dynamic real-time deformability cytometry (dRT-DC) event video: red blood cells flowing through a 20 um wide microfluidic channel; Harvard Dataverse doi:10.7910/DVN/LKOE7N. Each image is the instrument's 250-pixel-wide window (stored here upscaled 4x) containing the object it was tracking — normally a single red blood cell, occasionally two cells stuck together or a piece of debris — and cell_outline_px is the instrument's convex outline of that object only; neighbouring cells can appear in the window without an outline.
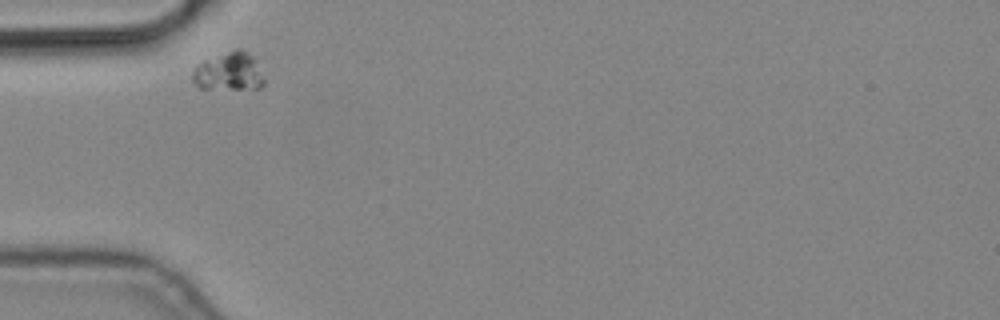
{"species": "common noctule bat (a hibernating species)", "species_latin": "Nyctalus noctula", "temperature_condition": "cold", "stored_images_in_passage": 3, "camera_frame_rate_fps": 3000, "um_per_image_px": 0.085, "animal": {"sex": "male", "body_mass_g": 19.2, "forearm_length_mm": 51.8}, "frame": {"image": 1, "passage_image": 1, "time_ms": 0.0, "image_size_px": [1000, 320], "cell_outline_px": [[264, 84], [260, 88], [200, 88], [192, 80], [192, 68], [204, 60], [236, 48], [244, 48], [252, 56], [264, 80]], "centroid_in_image_um": [19.42, 6.06], "position_along_channel_um": 65.6, "area_um2": 15.78}}
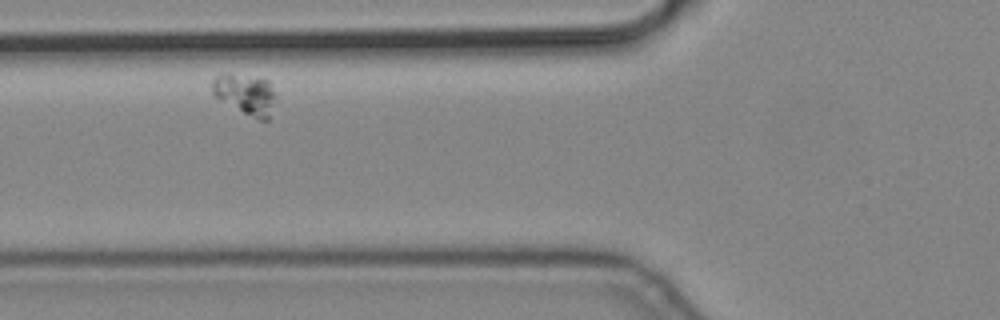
{"frame": {"image": 2, "passage_image": 2, "time_ms": 0.333, "image_size_px": [1000, 320], "cell_outline_px": [[276, 96], [268, 120], [256, 120], [212, 96], [212, 80], [216, 76], [228, 72], [268, 80]], "centroid_in_image_um": [20.83, 8.02], "position_along_channel_um": 105.0, "area_um2": 15.26}}
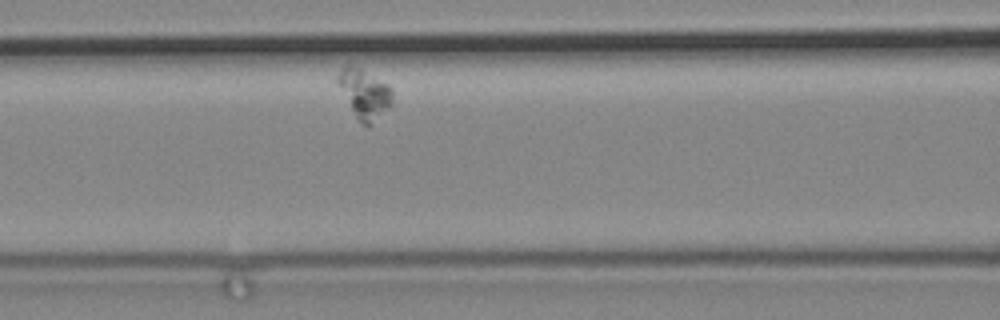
{"frame": {"image": 3, "passage_image": 3, "time_ms": 0.667, "image_size_px": [1000, 320], "cell_outline_px": [[392, 104], [368, 128], [360, 124], [336, 80], [336, 76], [340, 68], [344, 64], [352, 64], [360, 68], [388, 84], [392, 88]], "centroid_in_image_um": [30.97, 7.95], "position_along_channel_um": 135.6, "area_um2": 15.72}}